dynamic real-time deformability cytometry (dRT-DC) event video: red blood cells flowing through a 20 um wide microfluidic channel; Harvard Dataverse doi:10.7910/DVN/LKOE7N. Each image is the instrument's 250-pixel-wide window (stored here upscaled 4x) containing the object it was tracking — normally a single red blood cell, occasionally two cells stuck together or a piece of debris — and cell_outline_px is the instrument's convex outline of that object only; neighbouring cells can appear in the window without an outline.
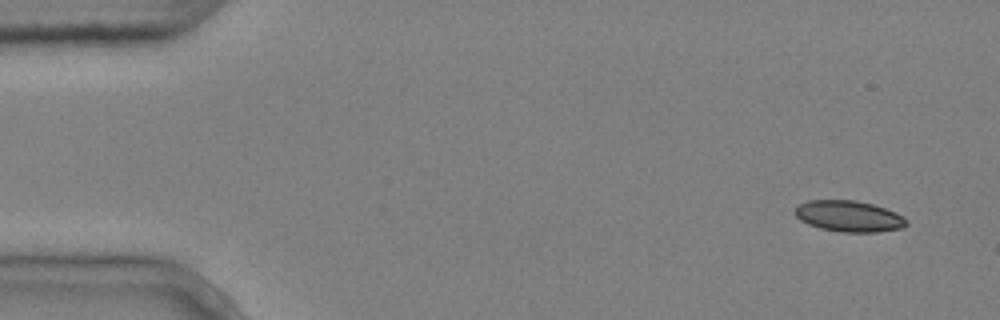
{"species": "common noctule bat (a hibernating species)", "species_latin": "Nyctalus noctula", "temperature_condition": "cold", "stored_images_in_passage": 5, "camera_frame_rate_fps": 3000, "um_per_image_px": 0.085, "animal": {"sex": "male", "body_mass_g": 20.4}, "frame": {"image": 1, "passage_image": 1, "time_ms": 0.0, "image_size_px": [1000, 320], "cell_outline_px": [[908, 224], [904, 228], [876, 232], [840, 232], [820, 228], [808, 224], [800, 220], [792, 212], [800, 204], [808, 200], [856, 200], [872, 204], [896, 212], [904, 216], [908, 220]], "centroid_in_image_um": [72.18, 18.38], "position_along_channel_um": 12.8, "area_um2": 20.4}}